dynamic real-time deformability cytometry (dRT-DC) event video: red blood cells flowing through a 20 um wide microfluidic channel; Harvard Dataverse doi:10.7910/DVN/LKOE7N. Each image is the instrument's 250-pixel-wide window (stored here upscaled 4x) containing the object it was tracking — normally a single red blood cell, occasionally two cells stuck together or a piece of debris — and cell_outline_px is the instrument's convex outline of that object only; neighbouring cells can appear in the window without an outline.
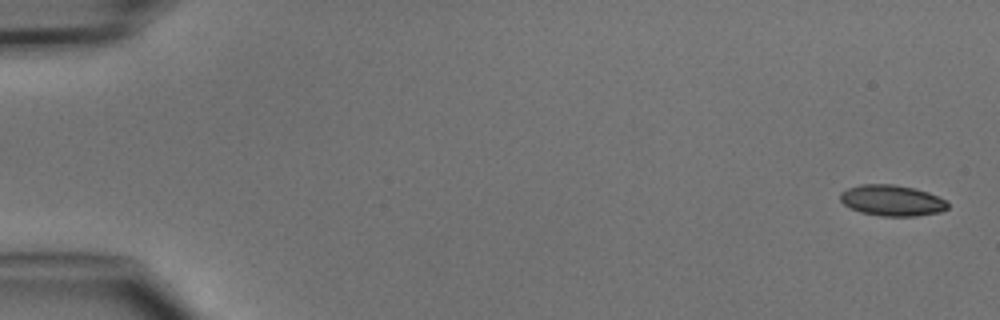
{"species": "common noctule bat (a hibernating species)", "species_latin": "Nyctalus noctula", "temperature_condition": "cold", "stored_images_in_passage": 4, "camera_frame_rate_fps": 3000, "um_per_image_px": 0.085, "animal": {"sex": "male", "body_mass_g": 15.6}, "frame": {"image": 1, "passage_image": 1, "time_ms": 0.0, "image_size_px": [1000, 320], "cell_outline_px": [[948, 208], [940, 212], [916, 216], [880, 216], [860, 212], [844, 204], [840, 200], [840, 192], [848, 188], [860, 184], [892, 184], [916, 188], [928, 192], [944, 200], [948, 204]], "centroid_in_image_um": [75.8, 17.03], "position_along_channel_um": 9.2, "area_um2": 19.36}}